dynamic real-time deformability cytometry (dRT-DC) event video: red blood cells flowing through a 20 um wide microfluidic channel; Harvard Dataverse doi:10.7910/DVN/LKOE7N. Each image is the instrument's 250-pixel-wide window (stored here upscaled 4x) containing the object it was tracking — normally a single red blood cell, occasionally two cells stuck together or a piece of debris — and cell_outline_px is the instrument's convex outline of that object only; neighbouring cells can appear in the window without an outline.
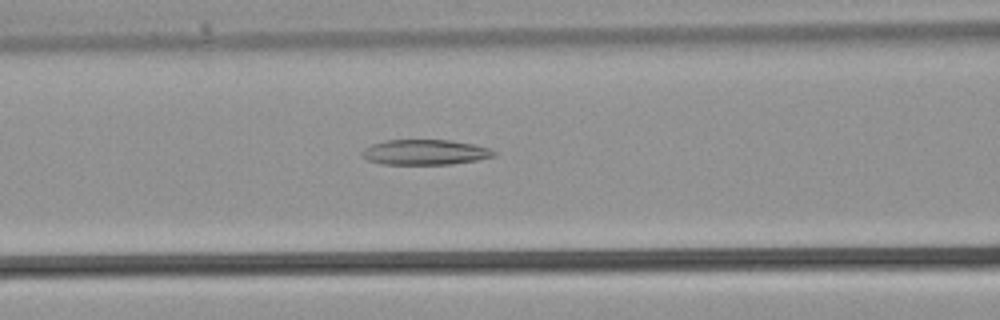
{"species": "common noctule bat (a hibernating species)", "species_latin": "Nyctalus noctula", "temperature_condition": "warm", "stored_images_in_passage": 35, "camera_frame_rate_fps": 3000, "um_per_image_px": 0.085, "animal": {"sex": "male", "body_mass_g": 21.5, "forearm_length_mm": 52.0}, "frame": {"image": 1, "passage_image": 14, "time_ms": 4.333, "image_size_px": [1000, 320], "cell_outline_px": [[496, 156], [476, 160], [452, 164], [380, 164], [368, 160], [360, 152], [364, 148], [372, 144], [384, 140], [448, 140], [476, 144], [488, 148], [496, 152]], "centroid_in_image_um": [36.13, 12.93], "position_along_channel_um": 130.5, "area_um2": 19.42}}
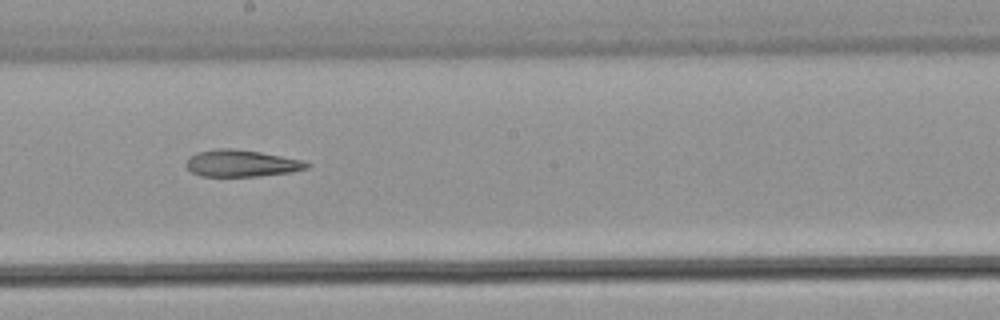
{"frame": {"image": 2, "passage_image": 19, "time_ms": 6.0, "image_size_px": [1000, 320], "cell_outline_px": [[312, 164], [308, 168], [292, 172], [260, 176], [200, 176], [192, 172], [184, 164], [188, 156], [196, 152], [216, 148], [232, 148], [260, 152], [304, 160]], "centroid_in_image_um": [20.52, 13.87], "position_along_channel_um": 227.7, "area_um2": 19.13}}
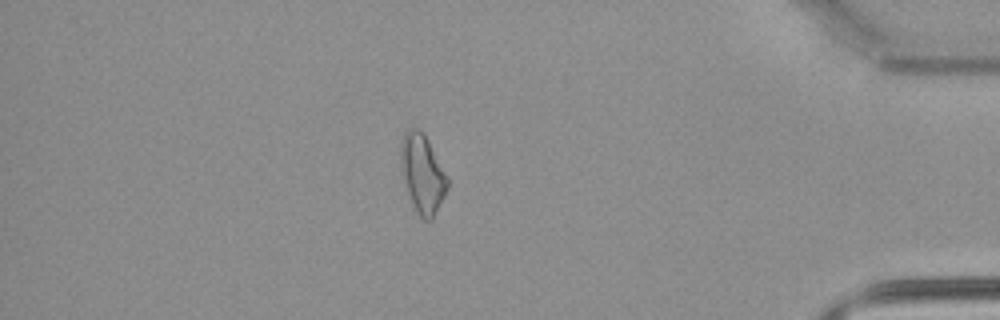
{"frame": {"image": 3, "passage_image": 30, "time_ms": 9.667, "image_size_px": [1000, 320], "cell_outline_px": [[448, 188], [432, 220], [424, 220], [416, 212], [412, 204], [400, 176], [400, 144], [404, 132], [408, 128], [420, 128], [424, 132], [448, 180]], "centroid_in_image_um": [35.85, 14.75], "position_along_channel_um": 399.3, "area_um2": 21.62}}